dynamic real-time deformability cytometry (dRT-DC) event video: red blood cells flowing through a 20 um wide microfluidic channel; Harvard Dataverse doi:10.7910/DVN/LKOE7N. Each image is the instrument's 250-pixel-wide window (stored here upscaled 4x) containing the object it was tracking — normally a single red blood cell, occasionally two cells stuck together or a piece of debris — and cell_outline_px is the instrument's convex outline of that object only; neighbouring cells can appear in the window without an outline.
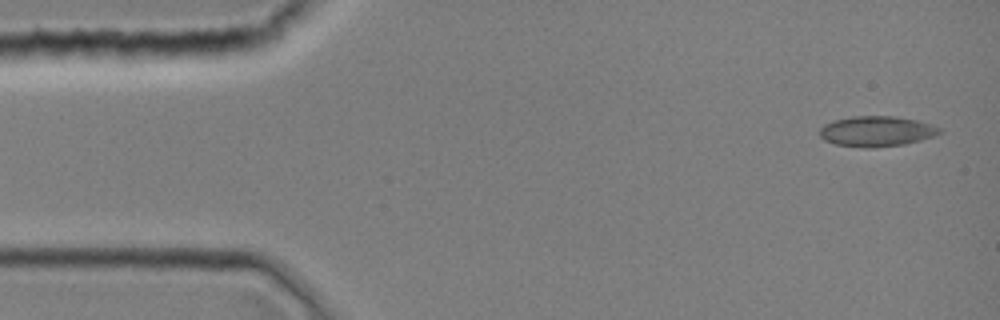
{"species": "common noctule bat (a hibernating species)", "species_latin": "Nyctalus noctula", "temperature_condition": "room temperature", "stored_images_in_passage": 2, "camera_frame_rate_fps": 3000, "um_per_image_px": 0.085, "animal": {"sex": "female", "body_mass_g": 19.0, "forearm_length_mm": 51.5}, "frame": {"image": 1, "passage_image": 1, "time_ms": 0.0, "image_size_px": [1000, 320], "cell_outline_px": [[940, 132], [932, 136], [920, 140], [904, 144], [872, 148], [864, 148], [836, 144], [824, 140], [820, 136], [820, 128], [824, 124], [836, 120], [852, 116], [896, 116], [916, 120], [940, 128]], "centroid_in_image_um": [74.46, 11.16], "position_along_channel_um": 10.5, "area_um2": 20.98}}